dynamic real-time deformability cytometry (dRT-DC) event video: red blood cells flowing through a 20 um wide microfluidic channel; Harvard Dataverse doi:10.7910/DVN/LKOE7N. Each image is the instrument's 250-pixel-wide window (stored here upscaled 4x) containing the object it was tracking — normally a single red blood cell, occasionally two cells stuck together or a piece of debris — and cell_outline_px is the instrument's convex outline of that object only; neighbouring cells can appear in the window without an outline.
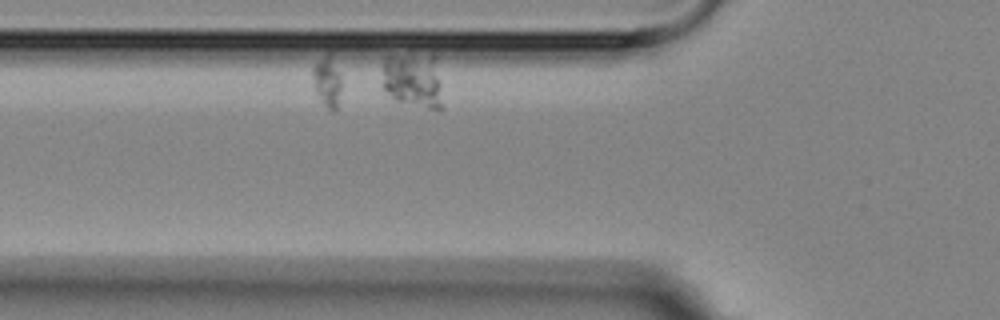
{"species": "Egyptian fruit bat (a non-hibernating species)", "species_latin": "Rousettus aegyptiacus", "temperature_condition": "room temperature", "stored_images_in_passage": 2, "camera_frame_rate_fps": 3000, "um_per_image_px": 0.085, "animal": {"sex": "female"}, "frame": {"image": 1, "passage_image": 2, "time_ms": 1.0, "image_size_px": [1000, 320], "cell_outline_px": [[444, 108], [428, 108], [396, 100], [384, 88], [384, 60], [388, 56], [412, 52], [432, 52], [436, 56]], "centroid_in_image_um": [35.19, 6.73], "position_along_channel_um": 90.6, "area_um2": 19.83}}